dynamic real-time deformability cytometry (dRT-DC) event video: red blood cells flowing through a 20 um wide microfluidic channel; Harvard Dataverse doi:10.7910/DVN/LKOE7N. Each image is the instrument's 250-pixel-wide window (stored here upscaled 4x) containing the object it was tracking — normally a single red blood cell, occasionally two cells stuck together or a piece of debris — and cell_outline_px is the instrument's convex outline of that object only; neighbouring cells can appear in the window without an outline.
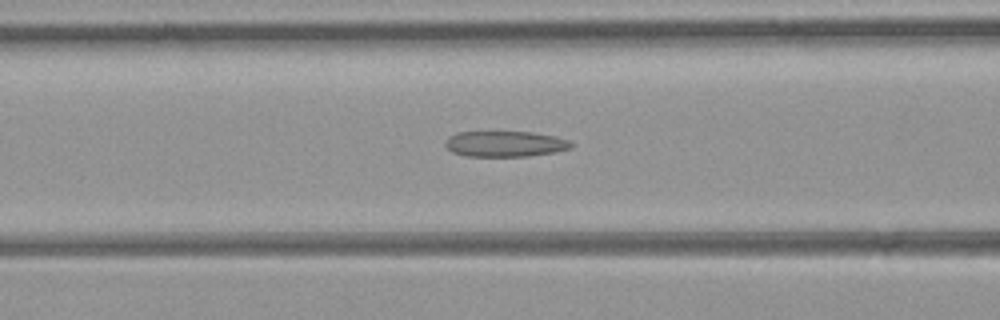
{"species": "common noctule bat (a hibernating species)", "species_latin": "Nyctalus noctula", "temperature_condition": "room temperature", "stored_images_in_passage": 42, "camera_frame_rate_fps": 3000, "um_per_image_px": 0.085, "animal": {"sex": "female", "body_mass_g": 21.9}, "frame": {"image": 1, "passage_image": 16, "time_ms": 5.0, "image_size_px": [1000, 320], "cell_outline_px": [[572, 148], [552, 152], [528, 156], [464, 156], [452, 152], [444, 144], [448, 136], [456, 132], [532, 132], [556, 136], [568, 140], [572, 144]], "centroid_in_image_um": [42.9, 12.22], "position_along_channel_um": 123.7, "area_um2": 18.84}}
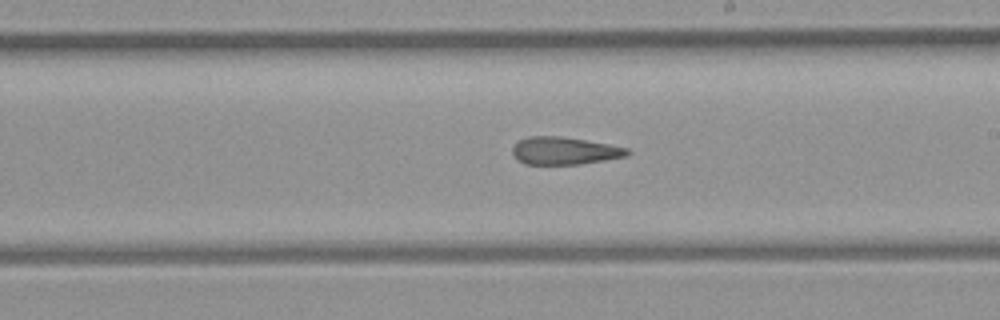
{"frame": {"image": 2, "passage_image": 24, "time_ms": 7.667, "image_size_px": [1000, 320], "cell_outline_px": [[632, 152], [628, 156], [580, 164], [524, 164], [516, 160], [512, 156], [512, 148], [520, 140], [528, 136], [560, 136], [608, 144], [628, 148]], "centroid_in_image_um": [47.96, 12.82], "position_along_channel_um": 241.0, "area_um2": 18.5}}
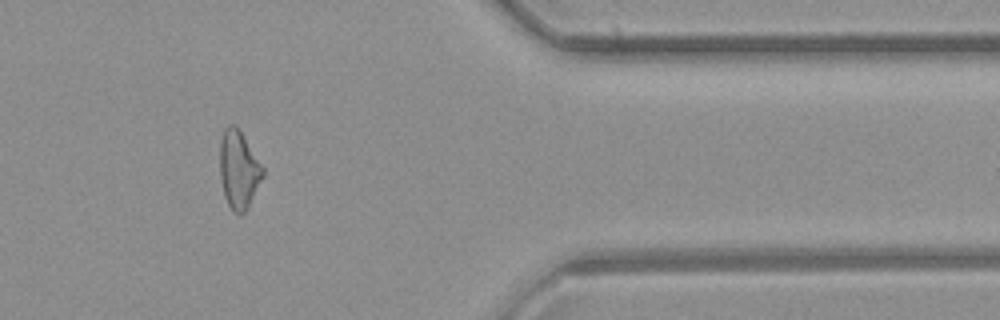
{"frame": {"image": 3, "passage_image": 36, "time_ms": 11.667, "image_size_px": [1000, 320], "cell_outline_px": [[264, 176], [248, 208], [240, 216], [236, 216], [232, 212], [224, 196], [220, 176], [220, 140], [224, 128], [228, 124], [236, 124], [264, 168]], "centroid_in_image_um": [20.29, 14.44], "position_along_channel_um": 391.1, "area_um2": 19.83}}